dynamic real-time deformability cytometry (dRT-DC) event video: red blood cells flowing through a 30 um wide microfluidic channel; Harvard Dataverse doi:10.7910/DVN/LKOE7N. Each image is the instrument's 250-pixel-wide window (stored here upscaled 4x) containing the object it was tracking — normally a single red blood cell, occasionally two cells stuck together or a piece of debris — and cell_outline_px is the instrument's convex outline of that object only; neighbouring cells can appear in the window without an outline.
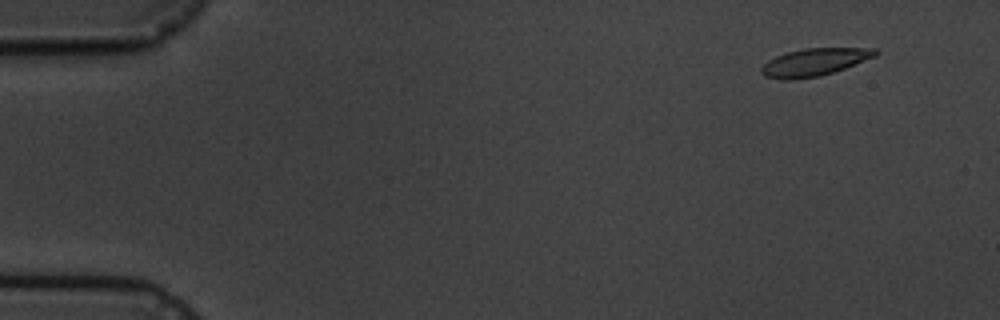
{"species": "common noctule bat (a hibernating species)", "species_latin": "Nyctalus noctula", "temperature_condition": "cold", "stored_images_in_passage": 4, "camera_frame_rate_fps": 3000, "um_per_image_px": 0.085, "animal": {"sex": "male", "body_mass_g": 19.5, "forearm_length_mm": 54.6}, "frame": {"image": 1, "passage_image": 2, "time_ms": 1.333, "image_size_px": [1000, 320], "cell_outline_px": [[880, 52], [876, 56], [844, 68], [820, 76], [792, 80], [780, 80], [764, 76], [760, 72], [760, 68], [768, 60], [776, 56], [788, 52], [804, 48], [876, 48]], "centroid_in_image_um": [69.2, 5.29], "position_along_channel_um": 15.8, "area_um2": 18.32}}